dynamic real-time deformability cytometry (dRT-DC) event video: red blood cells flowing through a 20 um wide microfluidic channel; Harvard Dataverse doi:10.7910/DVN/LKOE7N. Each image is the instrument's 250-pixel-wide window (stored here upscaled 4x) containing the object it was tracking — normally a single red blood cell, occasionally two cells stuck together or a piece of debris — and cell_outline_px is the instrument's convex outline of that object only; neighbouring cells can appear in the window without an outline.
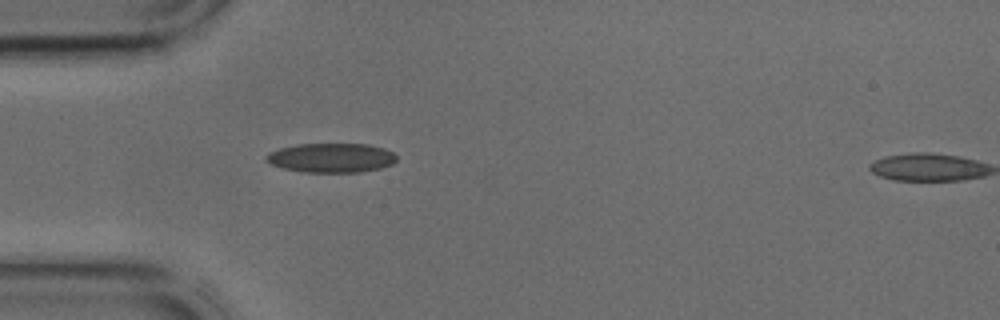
{"species": "common noctule bat (a hibernating species)", "species_latin": "Nyctalus noctula", "temperature_condition": "cold", "stored_images_in_passage": 2, "camera_frame_rate_fps": 3000, "um_per_image_px": 0.085, "animal": {"sex": "male", "body_mass_g": 17.9, "forearm_length_mm": 54.2}, "frame": {"image": 1, "passage_image": 1, "time_ms": 0.0, "image_size_px": [1000, 320], "cell_outline_px": [[396, 160], [392, 164], [380, 168], [360, 172], [304, 172], [284, 168], [268, 164], [264, 160], [264, 156], [268, 152], [280, 148], [296, 144], [368, 144], [384, 148], [392, 152], [396, 156]], "centroid_in_image_um": [28.11, 13.41], "position_along_channel_um": 56.9, "area_um2": 22.43}}